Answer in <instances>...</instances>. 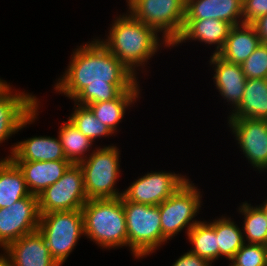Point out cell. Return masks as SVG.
<instances>
[{"label": "cell", "mask_w": 267, "mask_h": 266, "mask_svg": "<svg viewBox=\"0 0 267 266\" xmlns=\"http://www.w3.org/2000/svg\"><path fill=\"white\" fill-rule=\"evenodd\" d=\"M71 56L54 89L78 105L113 100L137 83L138 77L99 39L80 45Z\"/></svg>", "instance_id": "1"}, {"label": "cell", "mask_w": 267, "mask_h": 266, "mask_svg": "<svg viewBox=\"0 0 267 266\" xmlns=\"http://www.w3.org/2000/svg\"><path fill=\"white\" fill-rule=\"evenodd\" d=\"M172 266H212V263L189 251L181 255Z\"/></svg>", "instance_id": "32"}, {"label": "cell", "mask_w": 267, "mask_h": 266, "mask_svg": "<svg viewBox=\"0 0 267 266\" xmlns=\"http://www.w3.org/2000/svg\"><path fill=\"white\" fill-rule=\"evenodd\" d=\"M127 225L128 247L135 258H143L167 243L162 235L158 205H144L127 201L122 196Z\"/></svg>", "instance_id": "4"}, {"label": "cell", "mask_w": 267, "mask_h": 266, "mask_svg": "<svg viewBox=\"0 0 267 266\" xmlns=\"http://www.w3.org/2000/svg\"><path fill=\"white\" fill-rule=\"evenodd\" d=\"M7 158L13 161H57L67 160L60 138L34 136L11 146Z\"/></svg>", "instance_id": "18"}, {"label": "cell", "mask_w": 267, "mask_h": 266, "mask_svg": "<svg viewBox=\"0 0 267 266\" xmlns=\"http://www.w3.org/2000/svg\"><path fill=\"white\" fill-rule=\"evenodd\" d=\"M38 231L44 237L51 257L59 266H62L79 238L85 235L82 211L41 214Z\"/></svg>", "instance_id": "6"}, {"label": "cell", "mask_w": 267, "mask_h": 266, "mask_svg": "<svg viewBox=\"0 0 267 266\" xmlns=\"http://www.w3.org/2000/svg\"><path fill=\"white\" fill-rule=\"evenodd\" d=\"M0 266H12L11 262L4 256V254H0Z\"/></svg>", "instance_id": "34"}, {"label": "cell", "mask_w": 267, "mask_h": 266, "mask_svg": "<svg viewBox=\"0 0 267 266\" xmlns=\"http://www.w3.org/2000/svg\"><path fill=\"white\" fill-rule=\"evenodd\" d=\"M228 123L248 162L258 171L267 170V120L228 118Z\"/></svg>", "instance_id": "13"}, {"label": "cell", "mask_w": 267, "mask_h": 266, "mask_svg": "<svg viewBox=\"0 0 267 266\" xmlns=\"http://www.w3.org/2000/svg\"><path fill=\"white\" fill-rule=\"evenodd\" d=\"M216 232L219 258L224 256L229 261L233 259L236 252L243 246L244 236L241 228L229 217L222 216L209 223Z\"/></svg>", "instance_id": "24"}, {"label": "cell", "mask_w": 267, "mask_h": 266, "mask_svg": "<svg viewBox=\"0 0 267 266\" xmlns=\"http://www.w3.org/2000/svg\"><path fill=\"white\" fill-rule=\"evenodd\" d=\"M211 65L215 69L213 80L219 94L235 109L243 98L247 79L241 65L227 62L218 55L210 56Z\"/></svg>", "instance_id": "16"}, {"label": "cell", "mask_w": 267, "mask_h": 266, "mask_svg": "<svg viewBox=\"0 0 267 266\" xmlns=\"http://www.w3.org/2000/svg\"><path fill=\"white\" fill-rule=\"evenodd\" d=\"M30 195L24 175L11 158L0 159V208Z\"/></svg>", "instance_id": "23"}, {"label": "cell", "mask_w": 267, "mask_h": 266, "mask_svg": "<svg viewBox=\"0 0 267 266\" xmlns=\"http://www.w3.org/2000/svg\"><path fill=\"white\" fill-rule=\"evenodd\" d=\"M189 179L185 175L172 172L146 173L139 179L133 181L123 191V197L130 202L144 205H159L172 194H174Z\"/></svg>", "instance_id": "12"}, {"label": "cell", "mask_w": 267, "mask_h": 266, "mask_svg": "<svg viewBox=\"0 0 267 266\" xmlns=\"http://www.w3.org/2000/svg\"><path fill=\"white\" fill-rule=\"evenodd\" d=\"M81 211L84 220V236L105 249L128 247L122 196L88 199Z\"/></svg>", "instance_id": "3"}, {"label": "cell", "mask_w": 267, "mask_h": 266, "mask_svg": "<svg viewBox=\"0 0 267 266\" xmlns=\"http://www.w3.org/2000/svg\"><path fill=\"white\" fill-rule=\"evenodd\" d=\"M239 212L244 215L243 236L245 243L267 245V220L263 210L259 206H252L243 202ZM246 238V239H245Z\"/></svg>", "instance_id": "27"}, {"label": "cell", "mask_w": 267, "mask_h": 266, "mask_svg": "<svg viewBox=\"0 0 267 266\" xmlns=\"http://www.w3.org/2000/svg\"><path fill=\"white\" fill-rule=\"evenodd\" d=\"M129 12L140 22L161 32L172 46L184 28L186 0H127Z\"/></svg>", "instance_id": "7"}, {"label": "cell", "mask_w": 267, "mask_h": 266, "mask_svg": "<svg viewBox=\"0 0 267 266\" xmlns=\"http://www.w3.org/2000/svg\"><path fill=\"white\" fill-rule=\"evenodd\" d=\"M266 261V246L250 243H244L231 260L236 266H266Z\"/></svg>", "instance_id": "30"}, {"label": "cell", "mask_w": 267, "mask_h": 266, "mask_svg": "<svg viewBox=\"0 0 267 266\" xmlns=\"http://www.w3.org/2000/svg\"><path fill=\"white\" fill-rule=\"evenodd\" d=\"M21 169L30 194L38 196L56 183L72 164L69 160L14 161Z\"/></svg>", "instance_id": "17"}, {"label": "cell", "mask_w": 267, "mask_h": 266, "mask_svg": "<svg viewBox=\"0 0 267 266\" xmlns=\"http://www.w3.org/2000/svg\"><path fill=\"white\" fill-rule=\"evenodd\" d=\"M88 201L79 164H71L63 176L38 195L40 214L81 210Z\"/></svg>", "instance_id": "9"}, {"label": "cell", "mask_w": 267, "mask_h": 266, "mask_svg": "<svg viewBox=\"0 0 267 266\" xmlns=\"http://www.w3.org/2000/svg\"><path fill=\"white\" fill-rule=\"evenodd\" d=\"M228 266H236V265H234V264L231 262Z\"/></svg>", "instance_id": "37"}, {"label": "cell", "mask_w": 267, "mask_h": 266, "mask_svg": "<svg viewBox=\"0 0 267 266\" xmlns=\"http://www.w3.org/2000/svg\"><path fill=\"white\" fill-rule=\"evenodd\" d=\"M261 40L251 24L233 26L221 51L217 54L227 62L242 64L257 47Z\"/></svg>", "instance_id": "20"}, {"label": "cell", "mask_w": 267, "mask_h": 266, "mask_svg": "<svg viewBox=\"0 0 267 266\" xmlns=\"http://www.w3.org/2000/svg\"><path fill=\"white\" fill-rule=\"evenodd\" d=\"M202 194L189 180L174 194L159 204L162 235L167 239L173 238L185 227L186 233L199 223L195 216L199 214ZM193 219V220H192Z\"/></svg>", "instance_id": "8"}, {"label": "cell", "mask_w": 267, "mask_h": 266, "mask_svg": "<svg viewBox=\"0 0 267 266\" xmlns=\"http://www.w3.org/2000/svg\"><path fill=\"white\" fill-rule=\"evenodd\" d=\"M8 83L5 80H1L0 78V91L7 85Z\"/></svg>", "instance_id": "36"}, {"label": "cell", "mask_w": 267, "mask_h": 266, "mask_svg": "<svg viewBox=\"0 0 267 266\" xmlns=\"http://www.w3.org/2000/svg\"><path fill=\"white\" fill-rule=\"evenodd\" d=\"M38 196L30 194L6 208H0V247L38 230L40 222Z\"/></svg>", "instance_id": "11"}, {"label": "cell", "mask_w": 267, "mask_h": 266, "mask_svg": "<svg viewBox=\"0 0 267 266\" xmlns=\"http://www.w3.org/2000/svg\"><path fill=\"white\" fill-rule=\"evenodd\" d=\"M137 82L129 91L123 92L118 98L87 105L94 116L113 133L117 132V125L122 121L126 110L139 97L140 88Z\"/></svg>", "instance_id": "22"}, {"label": "cell", "mask_w": 267, "mask_h": 266, "mask_svg": "<svg viewBox=\"0 0 267 266\" xmlns=\"http://www.w3.org/2000/svg\"><path fill=\"white\" fill-rule=\"evenodd\" d=\"M192 244L190 252L197 254L213 263L219 258V248L217 246V236L215 229L209 222L200 221L195 224L186 234Z\"/></svg>", "instance_id": "26"}, {"label": "cell", "mask_w": 267, "mask_h": 266, "mask_svg": "<svg viewBox=\"0 0 267 266\" xmlns=\"http://www.w3.org/2000/svg\"><path fill=\"white\" fill-rule=\"evenodd\" d=\"M113 144L97 147L89 157L79 163L84 175V187L88 199L119 198L123 192L114 186L120 175V150Z\"/></svg>", "instance_id": "5"}, {"label": "cell", "mask_w": 267, "mask_h": 266, "mask_svg": "<svg viewBox=\"0 0 267 266\" xmlns=\"http://www.w3.org/2000/svg\"><path fill=\"white\" fill-rule=\"evenodd\" d=\"M267 14V0H243V23L252 24Z\"/></svg>", "instance_id": "31"}, {"label": "cell", "mask_w": 267, "mask_h": 266, "mask_svg": "<svg viewBox=\"0 0 267 266\" xmlns=\"http://www.w3.org/2000/svg\"><path fill=\"white\" fill-rule=\"evenodd\" d=\"M251 25L255 28L261 43L267 44V14L256 19Z\"/></svg>", "instance_id": "33"}, {"label": "cell", "mask_w": 267, "mask_h": 266, "mask_svg": "<svg viewBox=\"0 0 267 266\" xmlns=\"http://www.w3.org/2000/svg\"><path fill=\"white\" fill-rule=\"evenodd\" d=\"M232 27L231 24L218 19L185 20L182 33L171 47L187 40H198L209 45L216 44L213 55H217L224 46Z\"/></svg>", "instance_id": "19"}, {"label": "cell", "mask_w": 267, "mask_h": 266, "mask_svg": "<svg viewBox=\"0 0 267 266\" xmlns=\"http://www.w3.org/2000/svg\"><path fill=\"white\" fill-rule=\"evenodd\" d=\"M259 207L263 210L264 216L267 220V199L263 202V204H260Z\"/></svg>", "instance_id": "35"}, {"label": "cell", "mask_w": 267, "mask_h": 266, "mask_svg": "<svg viewBox=\"0 0 267 266\" xmlns=\"http://www.w3.org/2000/svg\"><path fill=\"white\" fill-rule=\"evenodd\" d=\"M228 118L267 120V79H246L243 98Z\"/></svg>", "instance_id": "21"}, {"label": "cell", "mask_w": 267, "mask_h": 266, "mask_svg": "<svg viewBox=\"0 0 267 266\" xmlns=\"http://www.w3.org/2000/svg\"><path fill=\"white\" fill-rule=\"evenodd\" d=\"M241 67L247 79H267V44L261 43Z\"/></svg>", "instance_id": "29"}, {"label": "cell", "mask_w": 267, "mask_h": 266, "mask_svg": "<svg viewBox=\"0 0 267 266\" xmlns=\"http://www.w3.org/2000/svg\"><path fill=\"white\" fill-rule=\"evenodd\" d=\"M4 252L12 266H59L38 230L10 243Z\"/></svg>", "instance_id": "14"}, {"label": "cell", "mask_w": 267, "mask_h": 266, "mask_svg": "<svg viewBox=\"0 0 267 266\" xmlns=\"http://www.w3.org/2000/svg\"><path fill=\"white\" fill-rule=\"evenodd\" d=\"M75 108L72 114L69 116L70 122L92 142L95 139L101 138V136L109 137L114 134L106 125L101 123L92 113V111L83 105L75 103Z\"/></svg>", "instance_id": "28"}, {"label": "cell", "mask_w": 267, "mask_h": 266, "mask_svg": "<svg viewBox=\"0 0 267 266\" xmlns=\"http://www.w3.org/2000/svg\"><path fill=\"white\" fill-rule=\"evenodd\" d=\"M11 90V85L7 84L0 91V143L5 142L27 124L35 122L39 115L40 101L36 96Z\"/></svg>", "instance_id": "10"}, {"label": "cell", "mask_w": 267, "mask_h": 266, "mask_svg": "<svg viewBox=\"0 0 267 266\" xmlns=\"http://www.w3.org/2000/svg\"><path fill=\"white\" fill-rule=\"evenodd\" d=\"M58 132L65 156L72 164H79L89 156V153H85L90 151L93 142L81 133L69 119L62 124Z\"/></svg>", "instance_id": "25"}, {"label": "cell", "mask_w": 267, "mask_h": 266, "mask_svg": "<svg viewBox=\"0 0 267 266\" xmlns=\"http://www.w3.org/2000/svg\"><path fill=\"white\" fill-rule=\"evenodd\" d=\"M201 19H218L232 26L241 25L243 0H186L185 20Z\"/></svg>", "instance_id": "15"}, {"label": "cell", "mask_w": 267, "mask_h": 266, "mask_svg": "<svg viewBox=\"0 0 267 266\" xmlns=\"http://www.w3.org/2000/svg\"><path fill=\"white\" fill-rule=\"evenodd\" d=\"M116 18L110 27L108 38L99 41L135 76L136 67L143 68L144 64H147L145 62L162 47L161 44L171 47L164 39L160 41L158 33L153 28L138 21L129 11L128 14Z\"/></svg>", "instance_id": "2"}]
</instances>
